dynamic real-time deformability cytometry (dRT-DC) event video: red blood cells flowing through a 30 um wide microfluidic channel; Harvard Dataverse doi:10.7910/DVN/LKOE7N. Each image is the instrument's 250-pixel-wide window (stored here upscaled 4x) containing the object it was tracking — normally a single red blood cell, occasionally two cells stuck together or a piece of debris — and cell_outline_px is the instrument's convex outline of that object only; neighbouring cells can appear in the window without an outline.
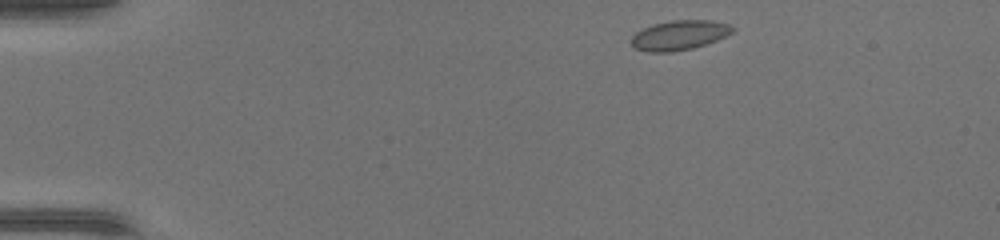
{"species": "common noctule bat (a hibernating species)", "species_latin": "Nyctalus noctula", "temperature_condition": "warm", "stored_images_in_passage": 40, "camera_frame_rate_fps": 3000, "um_per_image_px": 0.085, "animal": {"sex": "female", "body_mass_g": 17.0, "forearm_length_mm": 48.0}, "frame": {"image": 1, "passage_image": 1, "time_ms": 0.0, "image_size_px": [1000, 240], "cell_outline_px": [[736, 28], [732, 32], [716, 40], [692, 48], [672, 52], [648, 52], [636, 48], [632, 44], [632, 36], [636, 32], [652, 24], [672, 20], [712, 20], [728, 24]], "centroid_in_image_um": [57.74, 2.98], "position_along_channel_um": 27.3, "area_um2": 17.34}}
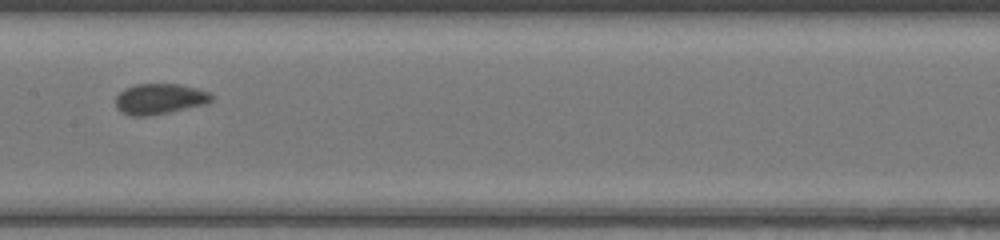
{"frame": {"image": 2, "passage_image": 18, "time_ms": 5.667, "image_size_px": [1000, 240], "cell_outline_px": [[216, 96], [208, 104], [148, 116], [132, 116], [120, 112], [116, 108], [116, 96], [124, 88], [136, 84], [180, 84], [196, 88], [208, 92]], "centroid_in_image_um": [13.58, 8.41], "position_along_channel_um": 193.8, "area_um2": 17.28}}
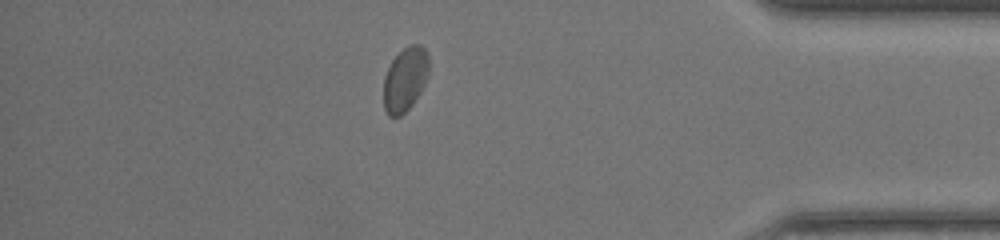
{"frame": {"image": 3, "passage_image": 34, "time_ms": 11.0, "image_size_px": [1000, 240], "cell_outline_px": [[428, 76], [420, 92], [412, 104], [400, 116], [388, 116], [384, 108], [384, 76], [392, 60], [404, 48], [412, 44], [420, 44], [428, 52]], "centroid_in_image_um": [34.44, 6.73], "position_along_channel_um": 400.8, "area_um2": 16.76}}